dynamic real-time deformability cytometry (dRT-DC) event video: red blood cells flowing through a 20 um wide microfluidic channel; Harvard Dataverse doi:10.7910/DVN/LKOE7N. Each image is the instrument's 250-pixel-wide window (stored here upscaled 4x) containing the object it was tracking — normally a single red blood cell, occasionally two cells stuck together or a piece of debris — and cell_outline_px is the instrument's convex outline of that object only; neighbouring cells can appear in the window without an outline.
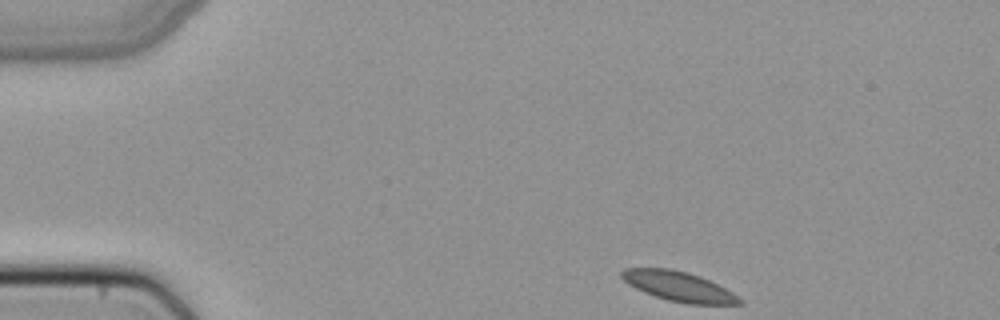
{"species": "common noctule bat (a hibernating species)", "species_latin": "Nyctalus noctula", "temperature_condition": "cold", "stored_images_in_passage": 44, "camera_frame_rate_fps": 3000, "um_per_image_px": 0.085, "animal": {"sex": "female", "body_mass_g": 22.7, "forearm_length_mm": 54.2}, "frame": {"image": 1, "passage_image": 1, "time_ms": 0.0, "image_size_px": [1000, 320], "cell_outline_px": [[744, 304], [688, 304], [668, 300], [644, 292], [628, 284], [620, 276], [620, 272], [624, 268], [672, 268], [688, 272], [700, 276], [740, 296], [744, 300]], "centroid_in_image_um": [57.7, 24.34], "position_along_channel_um": 27.3, "area_um2": 20.46}}
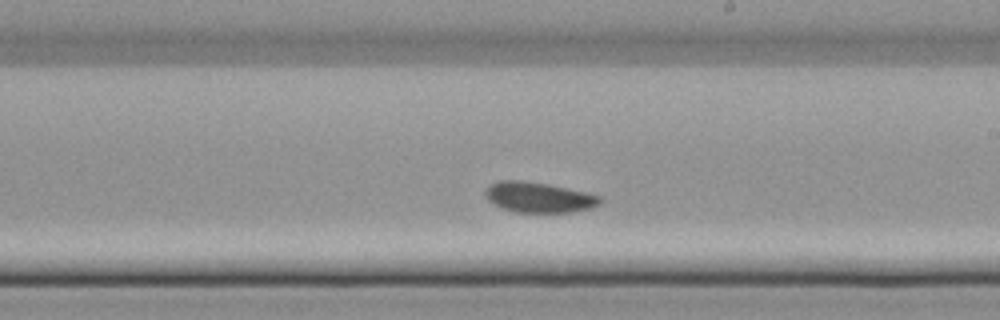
{"frame": {"image": 2, "passage_image": 23, "time_ms": 7.333, "image_size_px": [1000, 320], "cell_outline_px": [[604, 200], [600, 204], [592, 208], [568, 212], [512, 212], [488, 200], [484, 192], [488, 184], [496, 180], [524, 180], [548, 184], [584, 192], [600, 196]], "centroid_in_image_um": [45.77, 16.76], "position_along_channel_um": 243.2, "area_um2": 20.35}}
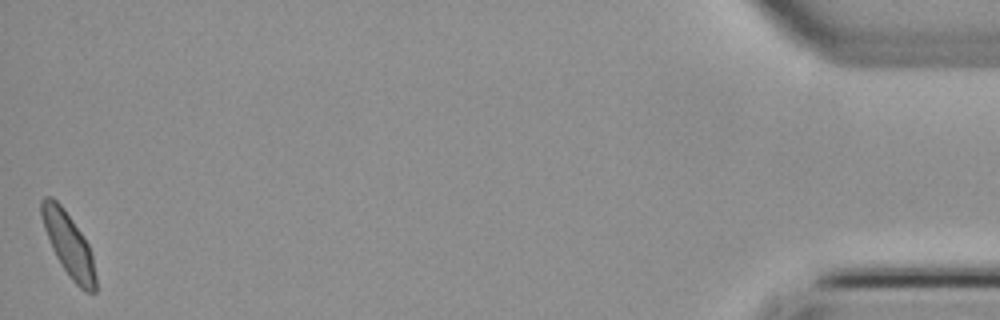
{"frame": {"image": 3, "passage_image": 44, "time_ms": 14.333, "image_size_px": [1000, 320], "cell_outline_px": [[96, 292], [84, 292], [72, 280], [60, 264], [52, 248], [44, 228], [40, 216], [40, 200], [44, 196], [52, 196], [64, 208], [88, 244], [92, 252], [96, 276]], "centroid_in_image_um": [5.82, 20.77], "position_along_channel_um": 429.4, "area_um2": 20.11}}